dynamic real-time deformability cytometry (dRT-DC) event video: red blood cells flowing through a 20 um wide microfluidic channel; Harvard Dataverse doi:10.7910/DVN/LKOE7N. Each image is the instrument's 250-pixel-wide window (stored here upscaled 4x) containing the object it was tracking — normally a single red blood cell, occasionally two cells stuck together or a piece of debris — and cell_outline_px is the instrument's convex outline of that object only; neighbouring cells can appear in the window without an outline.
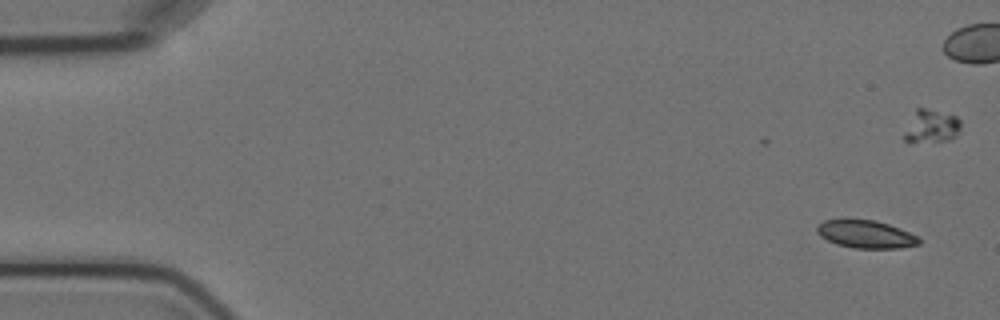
{"species": "Egyptian fruit bat (a non-hibernating species)", "species_latin": "Rousettus aegyptiacus", "temperature_condition": "cold", "stored_images_in_passage": 16, "camera_frame_rate_fps": 3000, "um_per_image_px": 0.085, "animal": {"sex": "female"}, "frame": {"image": 1, "passage_image": 1, "time_ms": 0.0, "image_size_px": [1000, 320], "cell_outline_px": [[920, 244], [900, 248], [852, 248], [836, 244], [820, 236], [816, 232], [816, 228], [824, 220], [876, 220], [900, 228], [916, 236], [920, 240]], "centroid_in_image_um": [73.59, 19.92], "position_along_channel_um": 11.4, "area_um2": 16.36}}
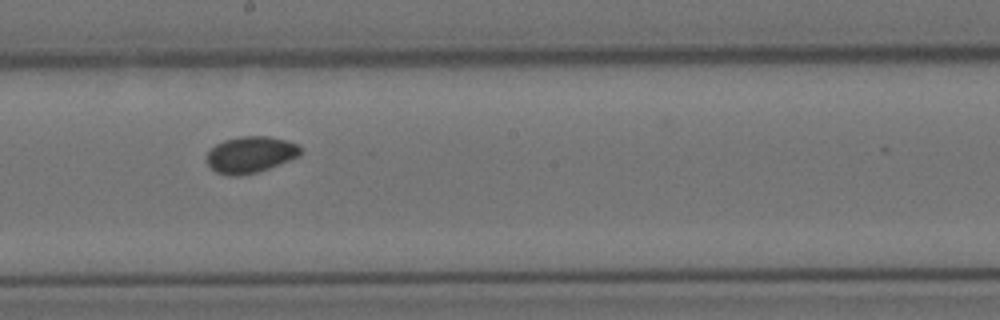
{"frame": {"image": 2, "passage_image": 10, "time_ms": 11.333, "image_size_px": [1000, 320], "cell_outline_px": [[300, 156], [268, 168], [256, 172], [240, 176], [228, 176], [216, 172], [208, 164], [208, 152], [216, 144], [224, 140], [240, 136], [268, 136], [288, 140], [300, 144]], "centroid_in_image_um": [21.31, 13.13], "position_along_channel_um": 226.9, "area_um2": 19.88}}
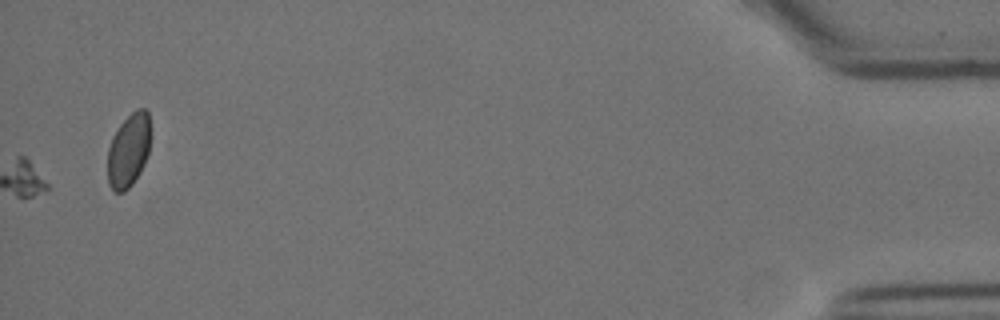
{"frame": {"image": 3, "passage_image": 16, "time_ms": 19.333, "image_size_px": [1000, 320], "cell_outline_px": [[148, 152], [144, 164], [140, 172], [132, 184], [124, 192], [116, 192], [108, 184], [108, 148], [112, 136], [120, 124], [136, 108], [144, 108], [148, 112]], "centroid_in_image_um": [10.9, 12.79], "position_along_channel_um": 424.3, "area_um2": 18.09}, "authors_computed_cell_mechanics": {"area_um2": 18.6983, "velocity_mm_per_s": 3.542, "shape_relaxation_time_tau1_ms": 2.097, "shape_relaxation_time_tau2_ms": 2.346, "deformation_change_tau1": 0.0501, "deformation_change_tau2": 0.026}}